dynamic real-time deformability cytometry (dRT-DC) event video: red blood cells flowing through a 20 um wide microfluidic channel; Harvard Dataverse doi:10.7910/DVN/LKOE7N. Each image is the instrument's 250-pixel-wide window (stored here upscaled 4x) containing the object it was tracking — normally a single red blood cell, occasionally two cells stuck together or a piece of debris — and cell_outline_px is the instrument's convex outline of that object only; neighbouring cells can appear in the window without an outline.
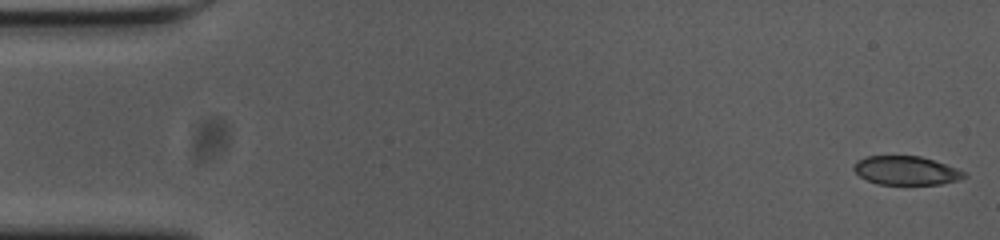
{"species": "common noctule bat (a hibernating species)", "species_latin": "Nyctalus noctula", "temperature_condition": "cold", "stored_images_in_passage": 50, "camera_frame_rate_fps": 3000, "um_per_image_px": 0.085, "animal": {"sex": "female", "body_mass_g": 23.0, "forearm_length_mm": 53.4}, "frame": {"image": 1, "passage_image": 1, "time_ms": 0.0, "image_size_px": [1000, 240], "cell_outline_px": [[968, 176], [956, 180], [940, 184], [880, 184], [868, 180], [860, 176], [852, 168], [856, 160], [868, 156], [920, 156], [956, 168], [964, 172]], "centroid_in_image_um": [76.99, 14.49], "position_along_channel_um": 8.0, "area_um2": 18.21}}
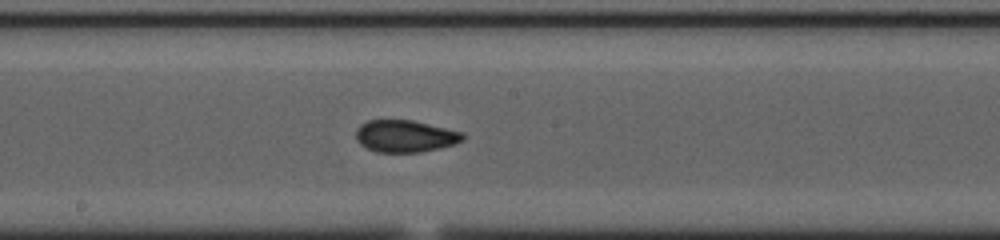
{"frame": {"image": 2, "passage_image": 29, "time_ms": 9.333, "image_size_px": [1000, 240], "cell_outline_px": [[464, 140], [456, 144], [440, 148], [420, 152], [376, 152], [360, 144], [356, 140], [356, 128], [360, 124], [368, 120], [412, 120], [464, 132]], "centroid_in_image_um": [34.45, 11.57], "position_along_channel_um": 213.8, "area_um2": 20.11}}
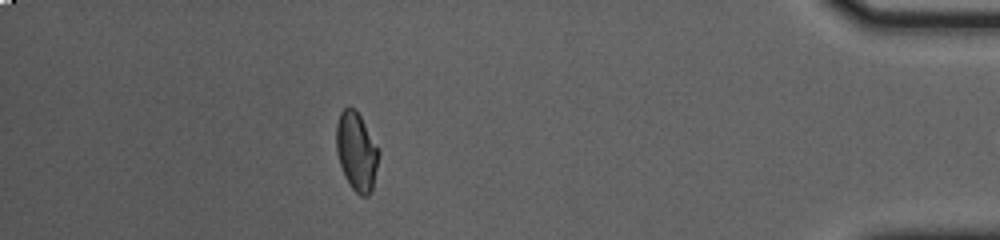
{"frame": {"image": 3, "passage_image": 49, "time_ms": 16.0, "image_size_px": [1000, 240], "cell_outline_px": [[380, 152], [372, 188], [368, 196], [360, 196], [352, 188], [344, 176], [336, 152], [336, 124], [340, 112], [348, 104], [356, 108]], "centroid_in_image_um": [30.28, 12.83], "position_along_channel_um": 404.9, "area_um2": 19.48}}